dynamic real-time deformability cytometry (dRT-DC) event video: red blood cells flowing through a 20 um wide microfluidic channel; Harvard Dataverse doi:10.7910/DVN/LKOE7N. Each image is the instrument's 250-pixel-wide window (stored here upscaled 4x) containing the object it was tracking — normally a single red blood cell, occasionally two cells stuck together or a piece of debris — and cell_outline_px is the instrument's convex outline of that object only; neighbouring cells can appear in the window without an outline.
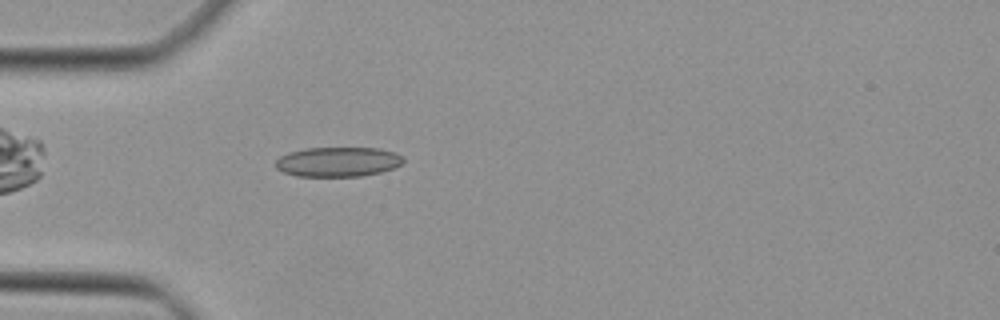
{"species": "Egyptian fruit bat (a non-hibernating species)", "species_latin": "Rousettus aegyptiacus", "temperature_condition": "cold", "stored_images_in_passage": 38, "camera_frame_rate_fps": 3000, "um_per_image_px": 0.085, "animal": {"sex": "female"}, "frame": {"image": 1, "passage_image": 4, "time_ms": 1.0, "image_size_px": [1000, 320], "cell_outline_px": [[404, 160], [400, 164], [392, 168], [380, 172], [360, 176], [296, 176], [284, 172], [276, 168], [276, 160], [280, 156], [288, 152], [304, 148], [380, 148], [396, 152], [404, 156]], "centroid_in_image_um": [28.72, 13.74], "position_along_channel_um": 56.3, "area_um2": 22.14}}
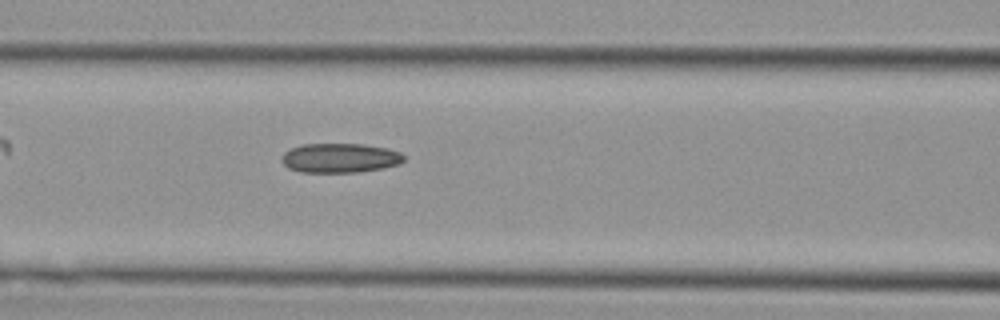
{"frame": {"image": 2, "passage_image": 10, "time_ms": 3.0, "image_size_px": [1000, 320], "cell_outline_px": [[404, 160], [400, 164], [384, 168], [360, 172], [300, 172], [288, 168], [280, 160], [280, 156], [284, 152], [292, 148], [304, 144], [364, 144], [388, 148], [400, 152], [404, 156]], "centroid_in_image_um": [28.9, 13.43], "position_along_channel_um": 137.7, "area_um2": 21.15}}
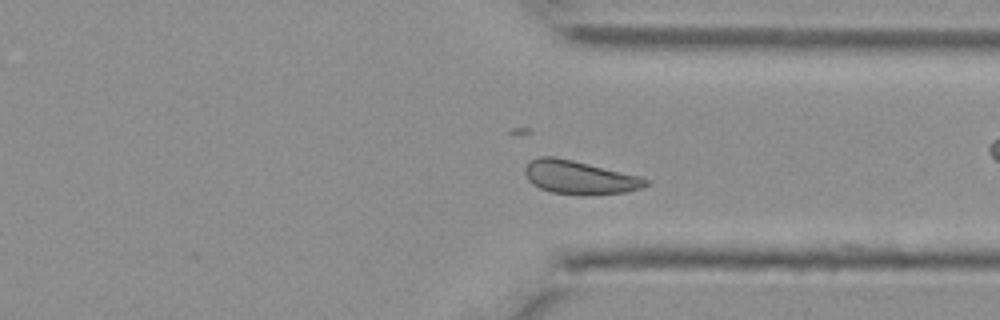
{"frame": {"image": 3, "passage_image": 26, "time_ms": 8.333, "image_size_px": [1000, 320], "cell_outline_px": [[648, 184], [640, 188], [624, 192], [580, 196], [552, 192], [540, 188], [532, 184], [528, 180], [524, 172], [524, 168], [532, 160], [540, 156], [552, 156], [572, 160], [640, 176], [648, 180]], "centroid_in_image_um": [49.23, 15.09], "position_along_channel_um": 362.2, "area_um2": 23.41}}